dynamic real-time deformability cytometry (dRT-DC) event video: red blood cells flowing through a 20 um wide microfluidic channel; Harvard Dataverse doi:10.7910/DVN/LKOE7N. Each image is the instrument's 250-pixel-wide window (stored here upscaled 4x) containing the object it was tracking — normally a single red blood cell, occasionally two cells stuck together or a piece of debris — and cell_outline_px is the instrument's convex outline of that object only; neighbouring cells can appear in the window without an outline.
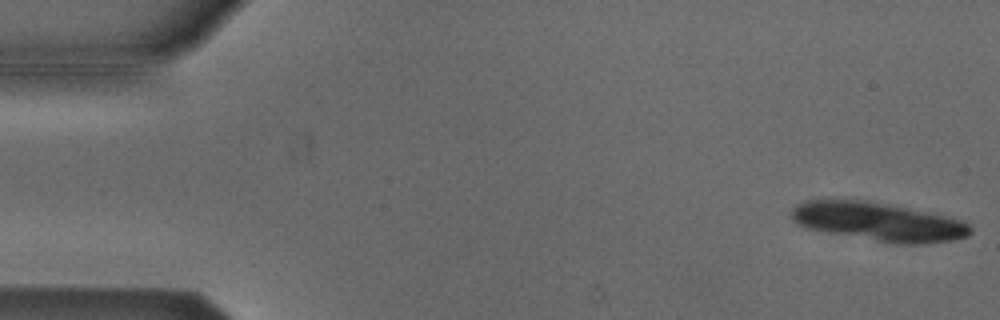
{"species": "Egyptian fruit bat (a non-hibernating species)", "species_latin": "Rousettus aegyptiacus", "temperature_condition": "cold", "stored_images_in_passage": 14, "camera_frame_rate_fps": 3000, "um_per_image_px": 0.085, "animal": {"sex": "male"}, "frame": {"image": 1, "passage_image": 1, "time_ms": 0.0, "image_size_px": [1000, 320], "cell_outline_px": [[972, 232], [968, 236], [952, 240], [920, 244], [896, 244], [828, 232], [808, 228], [796, 224], [792, 220], [792, 208], [796, 204], [808, 200], [864, 200], [964, 220], [972, 228]], "centroid_in_image_um": [74.66, 18.86], "position_along_channel_um": 10.3, "area_um2": 39.65}}